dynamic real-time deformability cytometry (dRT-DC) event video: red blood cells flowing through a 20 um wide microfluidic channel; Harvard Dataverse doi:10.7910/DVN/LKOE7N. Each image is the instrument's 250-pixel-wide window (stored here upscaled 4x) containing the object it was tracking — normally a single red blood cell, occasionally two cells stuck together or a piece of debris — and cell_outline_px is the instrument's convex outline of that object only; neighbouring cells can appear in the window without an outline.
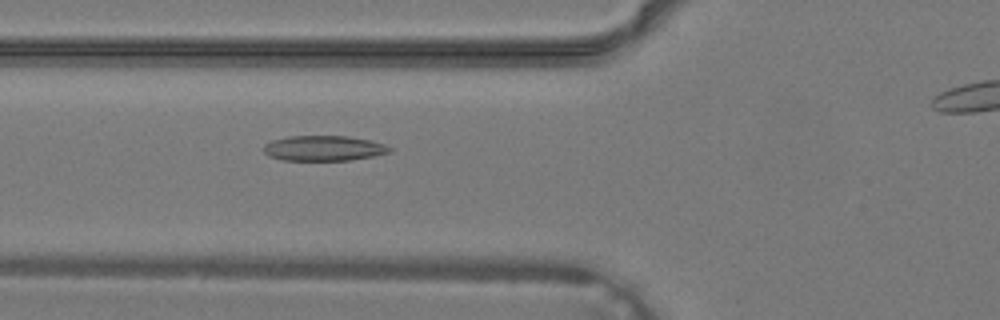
{"species": "common noctule bat (a hibernating species)", "species_latin": "Nyctalus noctula", "temperature_condition": "warm", "stored_images_in_passage": 25, "camera_frame_rate_fps": 3000, "um_per_image_px": 0.085, "animal": {"sex": "male", "body_mass_g": 19.2, "forearm_length_mm": 51.8}, "frame": {"image": 1, "passage_image": 4, "time_ms": 1.0, "image_size_px": [1000, 320], "cell_outline_px": [[392, 152], [352, 160], [280, 160], [268, 156], [264, 152], [264, 144], [272, 140], [288, 136], [348, 136], [368, 140], [384, 144], [392, 148]], "centroid_in_image_um": [27.5, 12.6], "position_along_channel_um": 98.3, "area_um2": 18.55}}
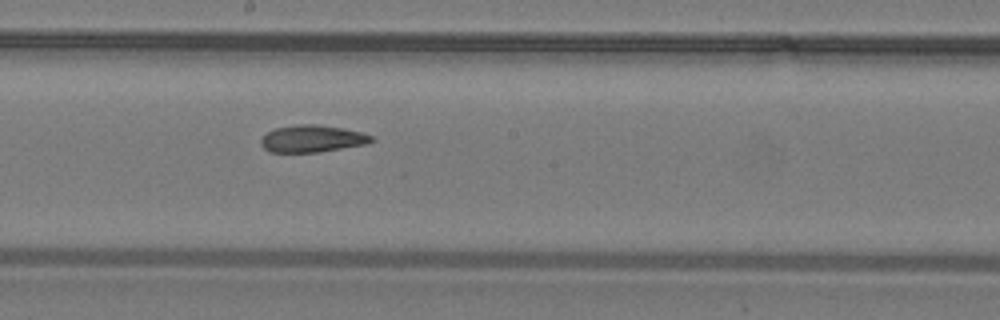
{"frame": {"image": 2, "passage_image": 11, "time_ms": 3.333, "image_size_px": [1000, 320], "cell_outline_px": [[376, 140], [364, 144], [320, 152], [268, 152], [260, 144], [260, 140], [268, 132], [276, 128], [296, 124], [320, 124], [344, 128], [360, 132], [372, 136]], "centroid_in_image_um": [26.53, 11.78], "position_along_channel_um": 221.7, "area_um2": 17.46}}
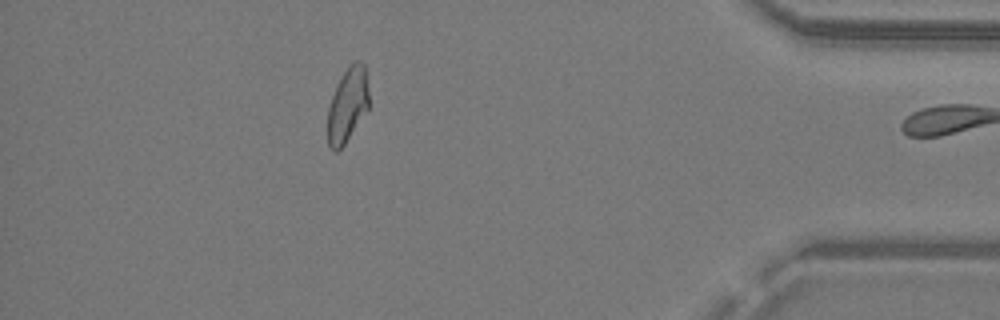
{"frame": {"image": 3, "passage_image": 24, "time_ms": 7.667, "image_size_px": [1000, 320], "cell_outline_px": [[368, 108], [344, 144], [336, 152], [332, 152], [328, 148], [328, 108], [336, 84], [340, 76], [348, 64], [356, 60], [360, 60], [364, 64], [368, 92]], "centroid_in_image_um": [29.51, 8.89], "position_along_channel_um": 405.7, "area_um2": 17.86}}